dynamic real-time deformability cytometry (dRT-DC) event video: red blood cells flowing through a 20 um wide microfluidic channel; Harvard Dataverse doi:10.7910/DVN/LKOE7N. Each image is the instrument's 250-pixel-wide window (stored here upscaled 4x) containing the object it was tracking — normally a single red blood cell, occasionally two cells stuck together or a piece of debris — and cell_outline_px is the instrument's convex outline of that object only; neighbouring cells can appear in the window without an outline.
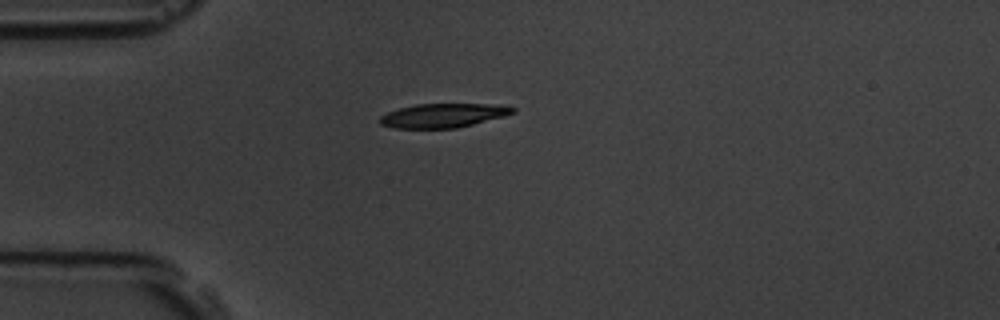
{"species": "common noctule bat (a hibernating species)", "species_latin": "Nyctalus noctula", "temperature_condition": "room temperature", "stored_images_in_passage": 43, "camera_frame_rate_fps": 3000, "um_per_image_px": 0.085, "animal": {"sex": "male", "body_mass_g": 19.5, "forearm_length_mm": 54.6}, "frame": {"image": 1, "passage_image": 1, "time_ms": 0.0, "image_size_px": [1000, 320], "cell_outline_px": [[516, 112], [504, 116], [456, 128], [396, 128], [380, 124], [380, 116], [388, 112], [400, 108], [416, 104], [496, 104], [516, 108]], "centroid_in_image_um": [37.68, 9.81], "position_along_channel_um": 47.3, "area_um2": 18.44}}
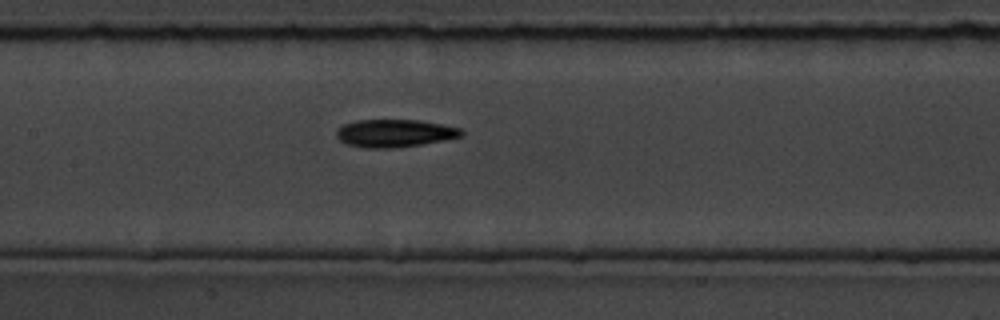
{"frame": {"image": 2, "passage_image": 13, "time_ms": 4.0, "image_size_px": [1000, 320], "cell_outline_px": [[464, 136], [420, 144], [392, 148], [364, 148], [348, 144], [340, 140], [336, 136], [336, 132], [344, 124], [356, 120], [420, 120], [464, 128]], "centroid_in_image_um": [33.59, 11.31], "position_along_channel_um": 173.8, "area_um2": 20.17}}
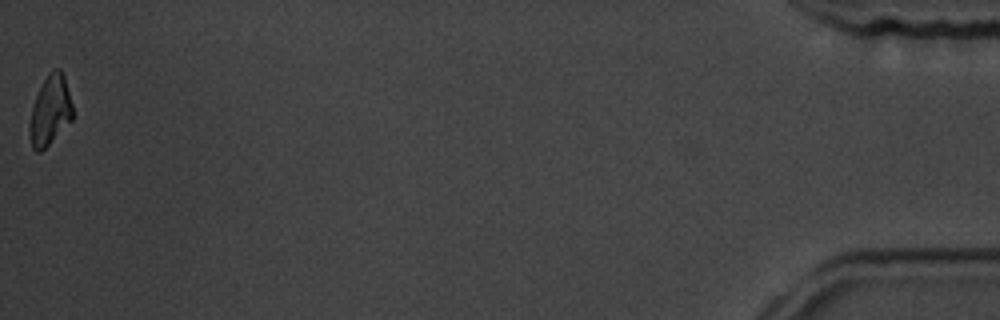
{"frame": {"image": 3, "passage_image": 43, "time_ms": 14.0, "image_size_px": [1000, 320], "cell_outline_px": [[72, 120], [40, 152], [36, 152], [32, 148], [28, 132], [28, 128], [32, 108], [36, 96], [48, 72], [52, 68], [60, 68], [64, 76], [72, 104]], "centroid_in_image_um": [4.24, 9.39], "position_along_channel_um": 431.0, "area_um2": 17.34}, "authors_computed_cell_mechanics": {"area_um2": 19.5364, "velocity_mm_per_s": 3.5676, "shape_relaxation_time_tau1_ms": 3.5408, "shape_relaxation_time_tau2_ms": null, "deformation_change_tau1": 0.1403, "deformation_change_tau2": null}}